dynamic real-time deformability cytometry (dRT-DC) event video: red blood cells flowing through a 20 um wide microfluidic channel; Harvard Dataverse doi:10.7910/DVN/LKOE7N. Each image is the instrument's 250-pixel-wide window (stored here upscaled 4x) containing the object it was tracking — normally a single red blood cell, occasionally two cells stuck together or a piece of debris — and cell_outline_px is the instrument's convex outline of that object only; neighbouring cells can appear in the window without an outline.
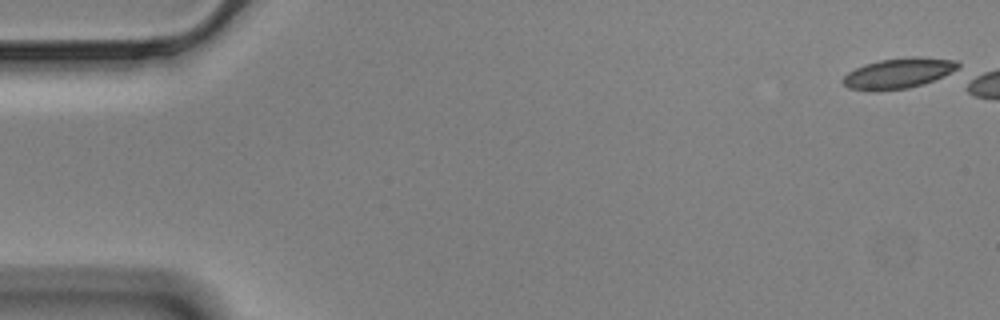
{"species": "Egyptian fruit bat (a non-hibernating species)", "species_latin": "Rousettus aegyptiacus", "temperature_condition": "cold", "stored_images_in_passage": 6, "camera_frame_rate_fps": 3000, "um_per_image_px": 0.085, "animal": {"sex": "male"}, "frame": {"image": 1, "passage_image": 1, "time_ms": 0.0, "image_size_px": [1000, 320], "cell_outline_px": [[960, 72], [924, 84], [908, 88], [876, 92], [868, 92], [848, 88], [840, 80], [848, 72], [864, 64], [880, 60], [912, 56], [916, 56], [956, 60], [960, 64]], "centroid_in_image_um": [76.43, 6.24], "position_along_channel_um": 8.6, "area_um2": 21.21}}